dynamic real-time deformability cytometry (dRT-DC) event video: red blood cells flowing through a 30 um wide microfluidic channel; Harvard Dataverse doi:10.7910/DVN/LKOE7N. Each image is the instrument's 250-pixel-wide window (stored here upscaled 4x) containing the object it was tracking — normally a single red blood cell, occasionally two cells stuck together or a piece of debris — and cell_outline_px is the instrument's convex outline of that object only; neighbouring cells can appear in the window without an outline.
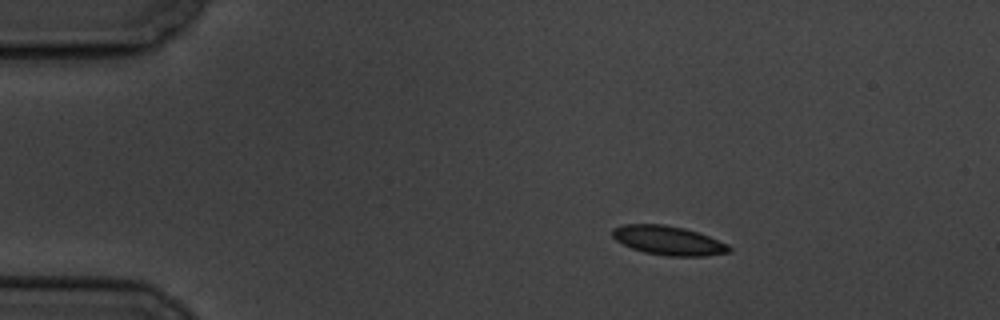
{"species": "common noctule bat (a hibernating species)", "species_latin": "Nyctalus noctula", "temperature_condition": "cold", "stored_images_in_passage": 7, "camera_frame_rate_fps": 3000, "um_per_image_px": 0.085, "animal": {"sex": "male", "body_mass_g": 19.5, "forearm_length_mm": 54.6}, "frame": {"image": 1, "passage_image": 2, "time_ms": 1.333, "image_size_px": [1000, 320], "cell_outline_px": [[732, 252], [708, 256], [668, 256], [644, 252], [632, 248], [616, 240], [612, 236], [612, 228], [624, 224], [664, 224], [684, 228], [708, 236], [728, 244], [732, 248]], "centroid_in_image_um": [56.83, 20.44], "position_along_channel_um": 28.2, "area_um2": 19.83}}
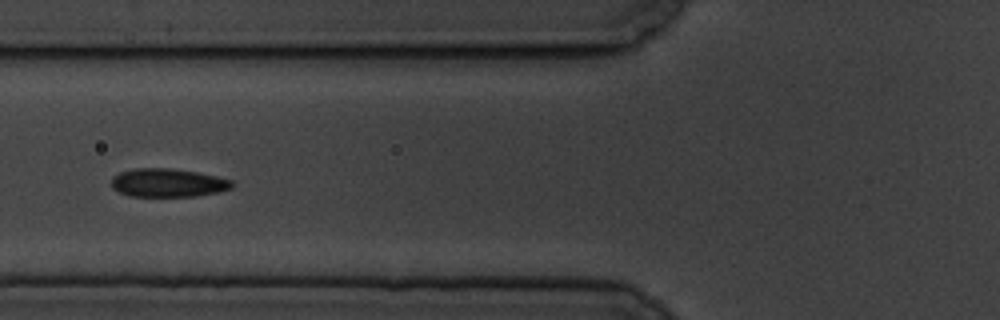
{"frame": {"image": 2, "passage_image": 5, "time_ms": 5.667, "image_size_px": [1000, 320], "cell_outline_px": [[232, 188], [220, 192], [196, 196], [128, 196], [112, 188], [112, 176], [120, 172], [132, 168], [172, 168], [196, 172], [216, 176], [232, 180]], "centroid_in_image_um": [14.26, 15.53], "position_along_channel_um": 111.5, "area_um2": 20.06}}
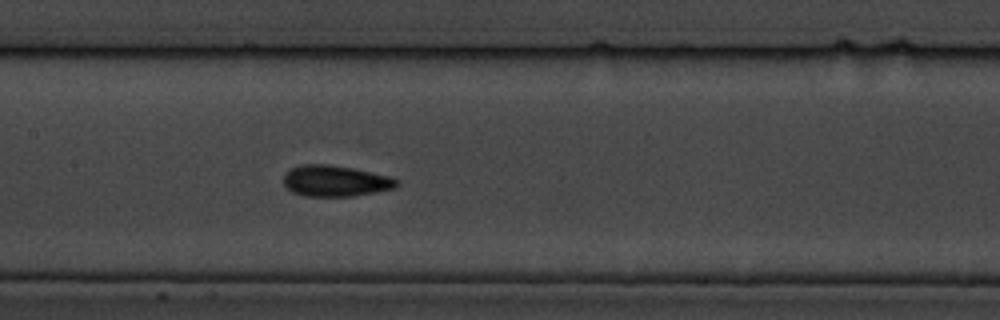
{"frame": {"image": 3, "passage_image": 7, "time_ms": 7.667, "image_size_px": [1000, 320], "cell_outline_px": [[400, 184], [396, 188], [376, 192], [352, 196], [304, 196], [292, 192], [284, 184], [284, 172], [300, 164], [328, 164], [352, 168], [388, 176], [400, 180]], "centroid_in_image_um": [28.51, 15.38], "position_along_channel_um": 178.9, "area_um2": 20.58}}